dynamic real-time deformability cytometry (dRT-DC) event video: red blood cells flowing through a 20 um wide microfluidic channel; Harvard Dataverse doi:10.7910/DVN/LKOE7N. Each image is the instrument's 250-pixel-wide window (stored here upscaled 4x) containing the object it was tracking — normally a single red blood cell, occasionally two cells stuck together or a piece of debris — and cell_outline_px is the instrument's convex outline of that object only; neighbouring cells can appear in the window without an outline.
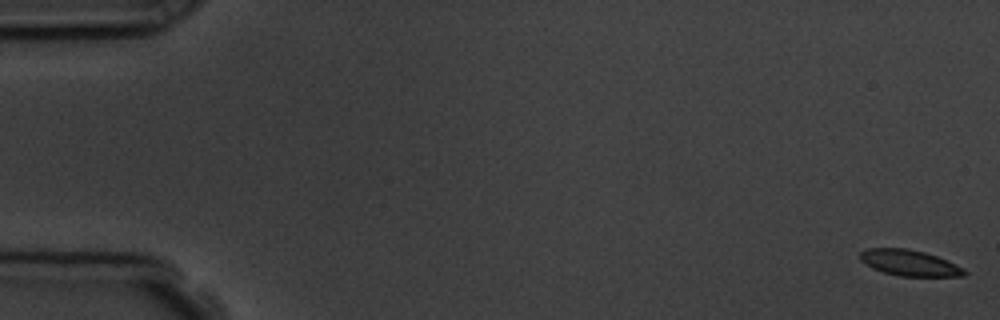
{"species": "common noctule bat (a hibernating species)", "species_latin": "Nyctalus noctula", "temperature_condition": "room temperature", "stored_images_in_passage": 17, "camera_frame_rate_fps": 3000, "um_per_image_px": 0.085, "animal": {"sex": "male", "body_mass_g": 19.5, "forearm_length_mm": 54.6}, "frame": {"image": 1, "passage_image": 1, "time_ms": 0.0, "image_size_px": [1000, 320], "cell_outline_px": [[968, 272], [964, 276], [900, 276], [884, 272], [872, 268], [860, 260], [860, 252], [868, 248], [908, 248], [924, 252], [936, 256], [964, 268]], "centroid_in_image_um": [77.3, 22.34], "position_along_channel_um": 7.7, "area_um2": 15.66}}
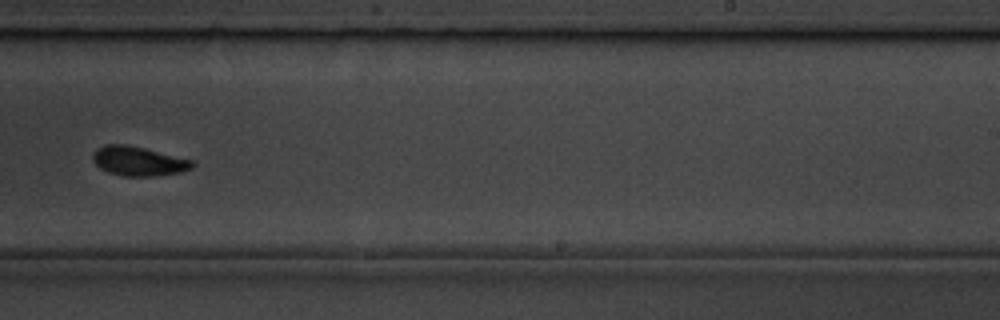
{"frame": {"image": 2, "passage_image": 11, "time_ms": 11.333, "image_size_px": [1000, 320], "cell_outline_px": [[196, 164], [192, 168], [180, 172], [156, 176], [124, 176], [108, 172], [100, 168], [92, 160], [92, 156], [96, 148], [104, 144], [124, 144], [144, 148], [196, 160]], "centroid_in_image_um": [11.8, 13.69], "position_along_channel_um": 277.2, "area_um2": 17.22}}
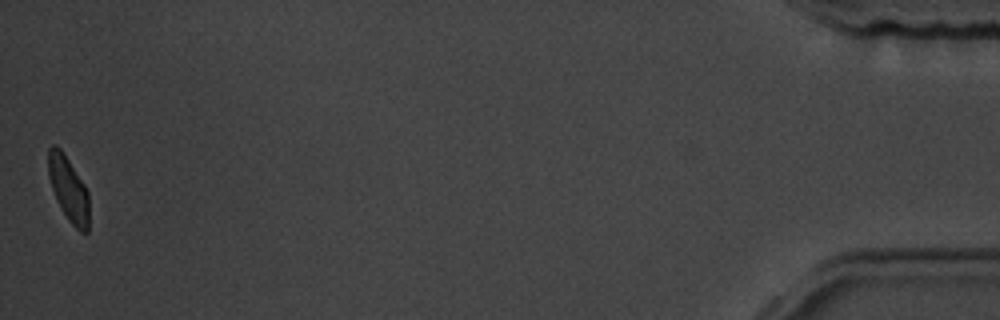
{"frame": {"image": 3, "passage_image": 17, "time_ms": 18.0, "image_size_px": [1000, 320], "cell_outline_px": [[88, 232], [80, 232], [68, 220], [56, 200], [48, 176], [48, 148], [52, 144], [56, 144], [60, 148], [84, 184], [88, 192]], "centroid_in_image_um": [5.8, 16.05], "position_along_channel_um": 429.4, "area_um2": 15.26}, "authors_computed_cell_mechanics": {"area_um2": 16.5308, "velocity_mm_per_s": 3.711, "shape_relaxation_time_tau1_ms": 2.3746, "shape_relaxation_time_tau2_ms": null, "deformation_change_tau1": 0.0918, "deformation_change_tau2": null}}